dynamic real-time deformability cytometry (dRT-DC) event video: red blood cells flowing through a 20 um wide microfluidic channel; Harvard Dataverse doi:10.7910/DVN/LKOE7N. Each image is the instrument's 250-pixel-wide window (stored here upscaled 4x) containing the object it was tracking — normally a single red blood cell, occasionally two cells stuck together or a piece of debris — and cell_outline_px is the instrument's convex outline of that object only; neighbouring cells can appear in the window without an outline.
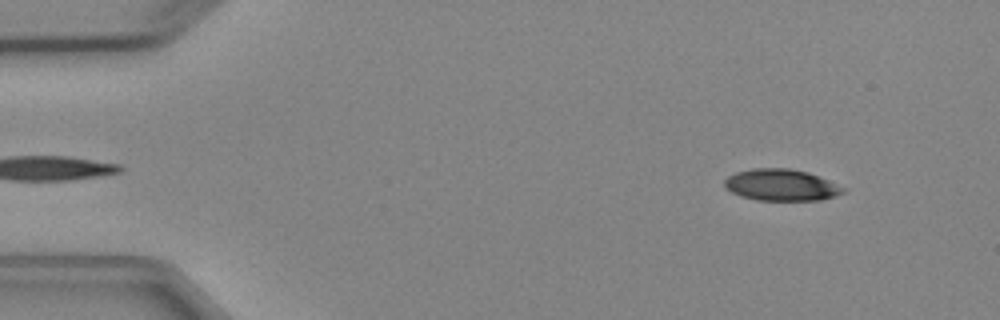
{"species": "Egyptian fruit bat (a non-hibernating species)", "species_latin": "Rousettus aegyptiacus", "temperature_condition": "cold", "stored_images_in_passage": 5, "camera_frame_rate_fps": 3000, "um_per_image_px": 0.085, "animal": {"sex": "female"}, "frame": {"image": 1, "passage_image": 1, "time_ms": 0.0, "image_size_px": [1000, 320], "cell_outline_px": [[848, 188], [844, 192], [836, 196], [820, 200], [756, 200], [732, 192], [724, 188], [724, 180], [728, 176], [736, 172], [752, 168], [792, 168], [808, 172]], "centroid_in_image_um": [66.43, 15.72], "position_along_channel_um": 18.6, "area_um2": 21.96}}
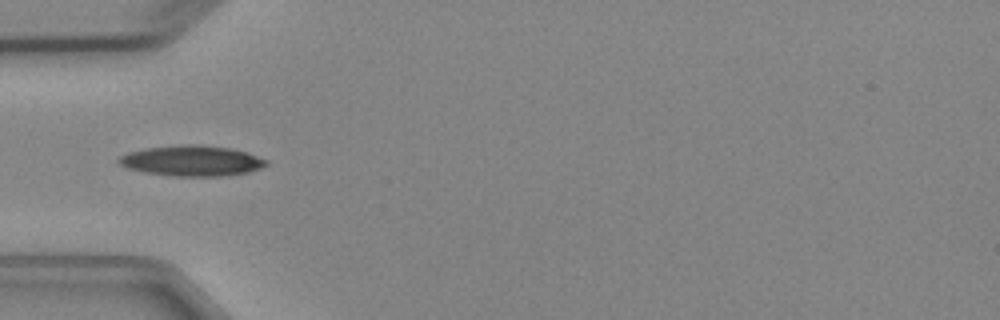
{"frame": {"image": 2, "passage_image": 4, "time_ms": 3.667, "image_size_px": [1000, 320], "cell_outline_px": [[268, 164], [260, 168], [248, 172], [228, 176], [172, 176], [144, 172], [128, 168], [120, 164], [116, 160], [120, 156], [128, 152], [144, 148], [184, 144], [200, 144], [228, 148], [248, 152], [268, 160]], "centroid_in_image_um": [16.31, 13.66], "position_along_channel_um": 68.7, "area_um2": 26.41}}